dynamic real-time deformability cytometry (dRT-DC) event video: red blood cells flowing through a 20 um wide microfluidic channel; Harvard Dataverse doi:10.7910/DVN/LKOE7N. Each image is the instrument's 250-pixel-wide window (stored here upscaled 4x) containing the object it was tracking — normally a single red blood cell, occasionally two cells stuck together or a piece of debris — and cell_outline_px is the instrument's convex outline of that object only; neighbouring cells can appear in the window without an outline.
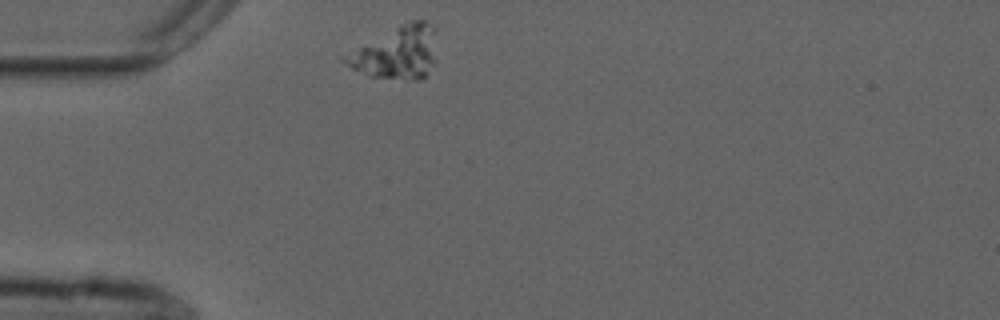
{"species": "common noctule bat (a hibernating species)", "species_latin": "Nyctalus noctula", "temperature_condition": "cold", "stored_images_in_passage": 33, "camera_frame_rate_fps": 3000, "um_per_image_px": 0.085, "animal": {"sex": "male", "forearm_length_mm": 52.5}, "frame": {"image": 1, "passage_image": 1, "time_ms": 0.0, "image_size_px": [1000, 320], "cell_outline_px": [[436, 60], [424, 76], [420, 80], [416, 80], [368, 76], [352, 68], [340, 60], [340, 56], [400, 24], [412, 20], [424, 20], [432, 24], [436, 28]], "centroid_in_image_um": [33.73, 4.45], "position_along_channel_um": 51.3, "area_um2": 28.38}}